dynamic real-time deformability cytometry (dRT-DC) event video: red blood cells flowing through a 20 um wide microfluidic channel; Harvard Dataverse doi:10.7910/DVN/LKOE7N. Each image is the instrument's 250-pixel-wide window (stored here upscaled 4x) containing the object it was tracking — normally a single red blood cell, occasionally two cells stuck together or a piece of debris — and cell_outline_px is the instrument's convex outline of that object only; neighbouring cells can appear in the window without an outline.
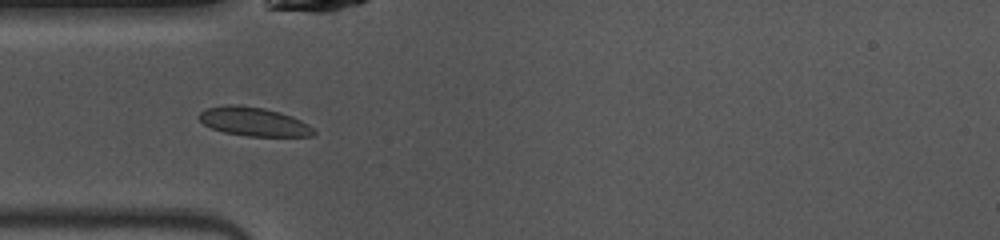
{"species": "common noctule bat (a hibernating species)", "species_latin": "Nyctalus noctula", "temperature_condition": "warm", "stored_images_in_passage": 39, "camera_frame_rate_fps": 3000, "um_per_image_px": 0.085, "animal": {"sex": "female", "body_mass_g": 10.0, "forearm_length_mm": 53.1}, "frame": {"image": 1, "passage_image": 4, "time_ms": 1.0, "image_size_px": [1000, 240], "cell_outline_px": [[316, 132], [312, 136], [248, 136], [224, 132], [212, 128], [204, 124], [196, 116], [200, 112], [208, 108], [224, 104], [236, 104], [264, 108], [280, 112], [292, 116], [308, 124]], "centroid_in_image_um": [21.55, 10.33], "position_along_channel_um": 63.5, "area_um2": 19.25}}
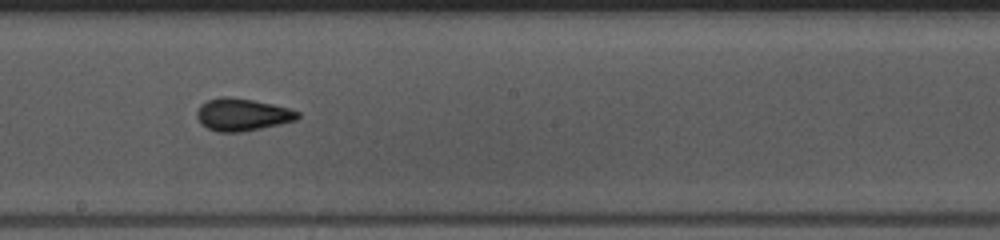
{"frame": {"image": 2, "passage_image": 16, "time_ms": 5.0, "image_size_px": [1000, 240], "cell_outline_px": [[300, 116], [296, 120], [260, 128], [240, 132], [216, 132], [200, 124], [196, 116], [196, 112], [200, 104], [208, 100], [220, 96], [224, 96], [252, 100], [272, 104], [288, 108], [300, 112]], "centroid_in_image_um": [20.55, 9.74], "position_along_channel_um": 227.7, "area_um2": 18.96}}
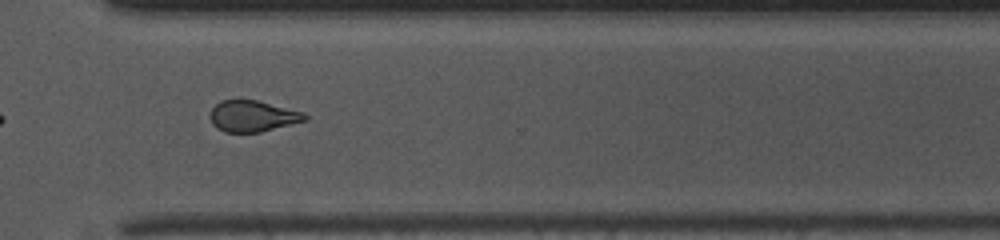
{"frame": {"image": 3, "passage_image": 25, "time_ms": 8.0, "image_size_px": [1000, 240], "cell_outline_px": [[308, 120], [260, 132], [224, 132], [216, 128], [212, 124], [208, 116], [212, 108], [220, 100], [256, 100], [304, 112], [308, 116]], "centroid_in_image_um": [21.45, 9.87], "position_along_channel_um": 349.1, "area_um2": 17.34}, "authors_computed_cell_mechanics": {"area_um2": 18.1492, "velocity_mm_per_s": 4.0636, "shape_relaxation_time_tau1_ms": 5.0775, "shape_relaxation_time_tau2_ms": 1.6602, "deformation_change_tau1": 0.1312, "deformation_change_tau2": 0.0652}}